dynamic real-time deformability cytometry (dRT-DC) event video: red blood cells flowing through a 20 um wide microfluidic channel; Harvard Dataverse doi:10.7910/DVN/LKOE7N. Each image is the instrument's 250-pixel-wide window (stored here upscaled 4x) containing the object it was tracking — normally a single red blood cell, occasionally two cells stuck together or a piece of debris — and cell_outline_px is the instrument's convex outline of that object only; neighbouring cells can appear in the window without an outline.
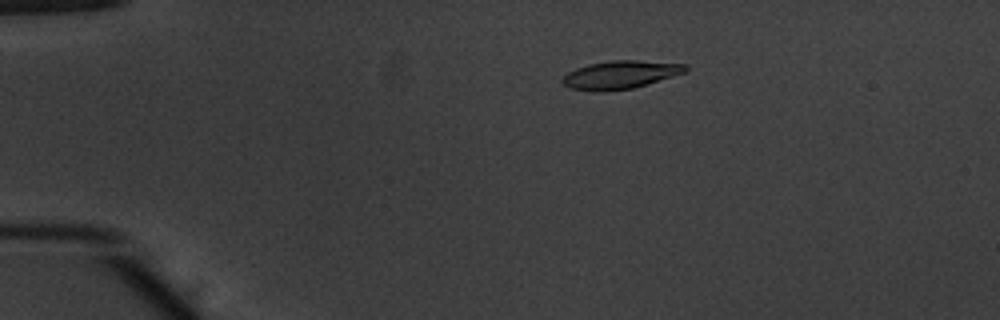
{"species": "common noctule bat (a hibernating species)", "species_latin": "Nyctalus noctula", "temperature_condition": "warm", "stored_images_in_passage": 52, "camera_frame_rate_fps": 3000, "um_per_image_px": 0.085, "animal": {"sex": "male", "body_mass_g": 20.1, "forearm_length_mm": 53.5}, "frame": {"image": 1, "passage_image": 10, "time_ms": 3.0, "image_size_px": [1000, 320], "cell_outline_px": [[688, 68], [684, 72], [672, 76], [632, 88], [572, 88], [564, 84], [560, 80], [568, 72], [576, 68], [588, 64], [608, 60], [636, 60], [688, 64]], "centroid_in_image_um": [52.78, 6.28], "position_along_channel_um": 32.2, "area_um2": 19.07}}
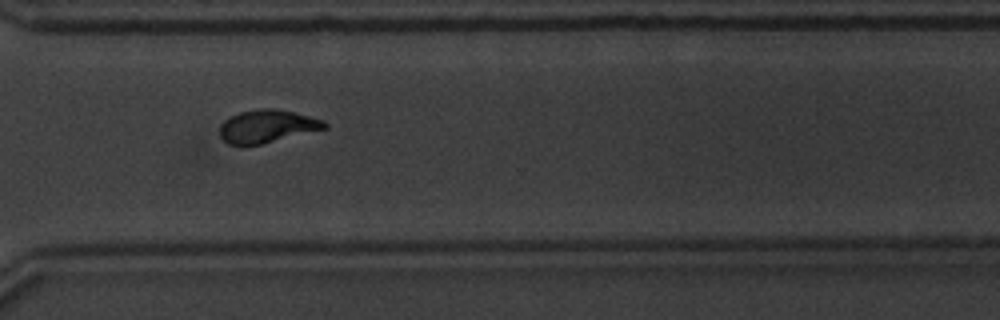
{"frame": {"image": 2, "passage_image": 39, "time_ms": 12.667, "image_size_px": [1000, 320], "cell_outline_px": [[328, 128], [244, 148], [228, 144], [220, 136], [220, 124], [224, 120], [240, 112], [264, 108], [272, 108], [292, 112], [324, 120], [328, 124]], "centroid_in_image_um": [22.67, 10.77], "position_along_channel_um": 347.9, "area_um2": 20.23}}
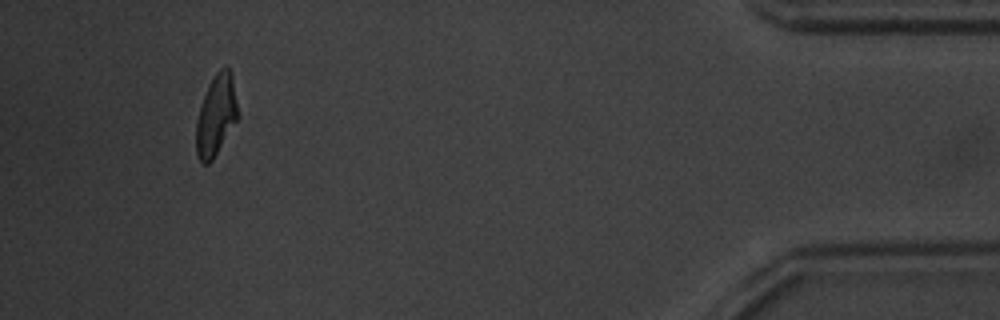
{"frame": {"image": 3, "passage_image": 49, "time_ms": 16.0, "image_size_px": [1000, 320], "cell_outline_px": [[240, 116], [212, 160], [208, 164], [204, 164], [200, 160], [196, 152], [196, 120], [208, 84], [212, 76], [220, 68], [228, 64], [232, 72]], "centroid_in_image_um": [18.4, 9.73], "position_along_channel_um": 416.8, "area_um2": 20.0}, "authors_computed_cell_mechanics": {"area_um2": 20.1722, "velocity_mm_per_s": 3.877, "shape_relaxation_time_tau1_ms": 3.943, "shape_relaxation_time_tau2_ms": 1.2117, "deformation_change_tau1": 0.1901, "deformation_change_tau2": 0.0776}}